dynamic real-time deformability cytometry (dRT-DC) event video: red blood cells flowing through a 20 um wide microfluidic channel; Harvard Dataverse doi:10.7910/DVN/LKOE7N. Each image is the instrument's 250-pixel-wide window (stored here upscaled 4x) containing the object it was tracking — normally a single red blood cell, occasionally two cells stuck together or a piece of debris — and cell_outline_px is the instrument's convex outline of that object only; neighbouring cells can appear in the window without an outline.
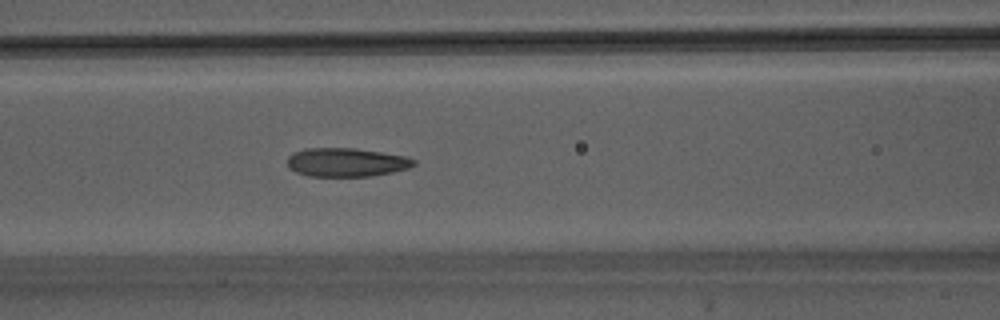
{"species": "Egyptian fruit bat (a non-hibernating species)", "species_latin": "Rousettus aegyptiacus", "temperature_condition": "warm", "stored_images_in_passage": 45, "camera_frame_rate_fps": 3000, "um_per_image_px": 0.085, "animal": {"sex": "male"}, "frame": {"image": 1, "passage_image": 20, "time_ms": 6.333, "image_size_px": [1000, 320], "cell_outline_px": [[416, 164], [408, 168], [392, 172], [368, 176], [308, 176], [296, 172], [288, 168], [288, 156], [292, 152], [308, 148], [356, 148], [408, 156], [416, 160]], "centroid_in_image_um": [29.44, 13.79], "position_along_channel_um": 137.2, "area_um2": 21.27}}
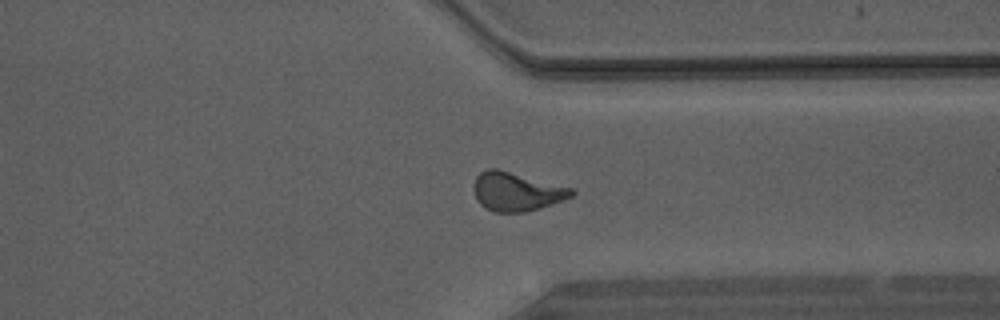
{"frame": {"image": 2, "passage_image": 35, "time_ms": 11.333, "image_size_px": [1000, 320], "cell_outline_px": [[576, 192], [572, 196], [540, 208], [524, 212], [496, 212], [484, 208], [476, 200], [476, 176], [480, 172], [488, 168], [496, 168], [572, 188]], "centroid_in_image_um": [43.9, 16.29], "position_along_channel_um": 367.5, "area_um2": 21.68}}
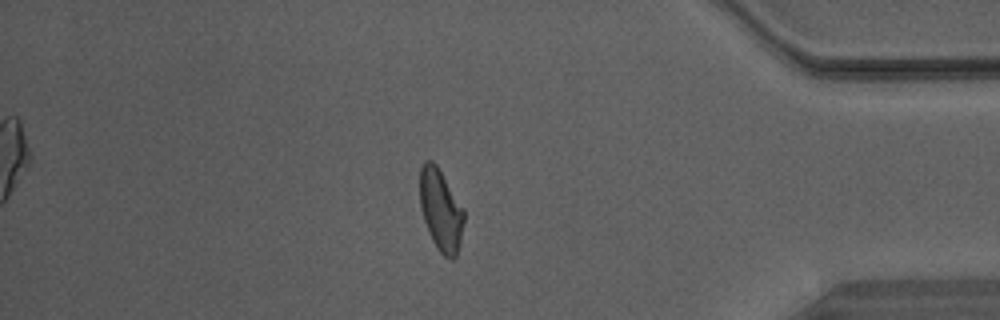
{"frame": {"image": 3, "passage_image": 39, "time_ms": 12.667, "image_size_px": [1000, 320], "cell_outline_px": [[464, 220], [460, 240], [456, 256], [452, 260], [444, 256], [436, 248], [428, 232], [424, 220], [420, 204], [420, 168], [424, 160], [432, 160], [436, 164], [464, 208]], "centroid_in_image_um": [37.46, 17.84], "position_along_channel_um": 397.7, "area_um2": 20.98}}